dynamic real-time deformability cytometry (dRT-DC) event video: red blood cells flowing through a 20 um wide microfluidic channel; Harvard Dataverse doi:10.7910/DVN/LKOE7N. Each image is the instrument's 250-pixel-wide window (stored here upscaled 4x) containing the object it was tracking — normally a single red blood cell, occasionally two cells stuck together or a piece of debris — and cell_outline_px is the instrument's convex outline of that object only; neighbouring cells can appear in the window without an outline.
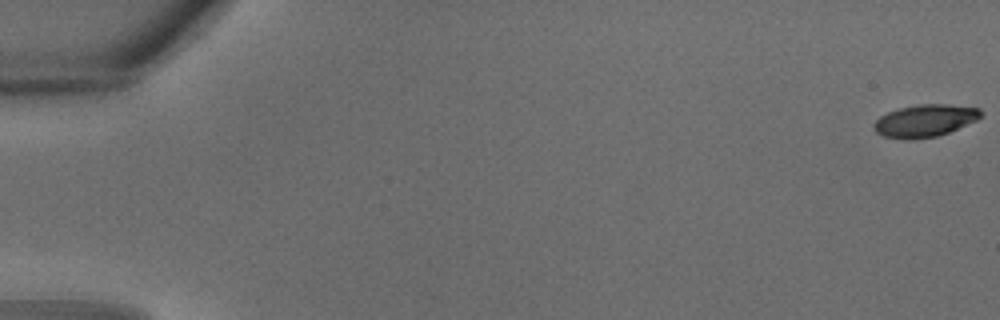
{"species": "common noctule bat (a hibernating species)", "species_latin": "Nyctalus noctula", "temperature_condition": "warm", "stored_images_in_passage": 31, "camera_frame_rate_fps": 3000, "um_per_image_px": 0.085, "animal": {"sex": "male", "body_mass_g": 18.8}, "frame": {"image": 1, "passage_image": 1, "time_ms": 0.0, "image_size_px": [1000, 320], "cell_outline_px": [[984, 116], [976, 120], [948, 132], [936, 136], [912, 140], [884, 136], [876, 132], [872, 128], [872, 124], [880, 116], [888, 112], [900, 108], [920, 104], [948, 104], [980, 108], [984, 112]], "centroid_in_image_um": [78.63, 10.25], "position_along_channel_um": 6.4, "area_um2": 20.17}}
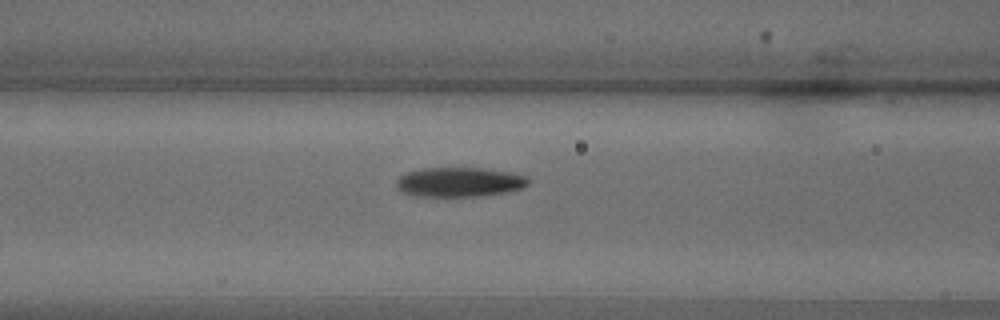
{"frame": {"image": 2, "passage_image": 15, "time_ms": 4.667, "image_size_px": [1000, 320], "cell_outline_px": [[528, 184], [524, 188], [508, 192], [480, 196], [416, 196], [404, 192], [396, 188], [396, 180], [400, 176], [408, 172], [424, 168], [480, 168], [508, 172], [528, 176]], "centroid_in_image_um": [39.06, 15.48], "position_along_channel_um": 127.5, "area_um2": 22.66}}
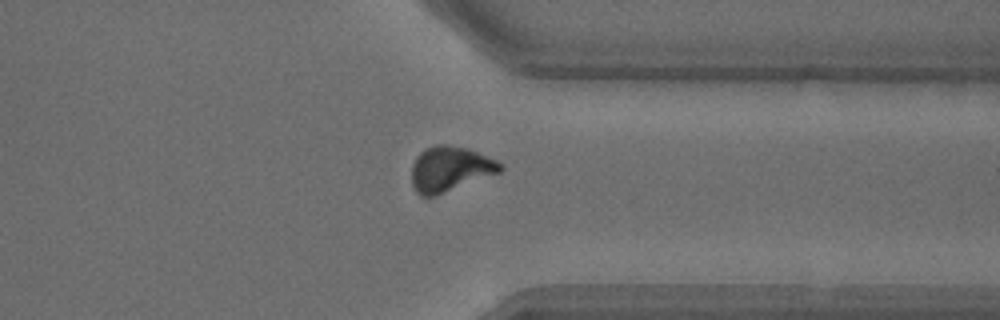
{"frame": {"image": 3, "passage_image": 27, "time_ms": 8.667, "image_size_px": [1000, 320], "cell_outline_px": [[504, 168], [500, 172], [436, 196], [420, 196], [416, 192], [412, 184], [412, 164], [416, 156], [424, 148], [436, 144], [448, 144], [468, 148], [496, 160], [504, 164]], "centroid_in_image_um": [38.24, 14.35], "position_along_channel_um": 373.2, "area_um2": 23.52}}